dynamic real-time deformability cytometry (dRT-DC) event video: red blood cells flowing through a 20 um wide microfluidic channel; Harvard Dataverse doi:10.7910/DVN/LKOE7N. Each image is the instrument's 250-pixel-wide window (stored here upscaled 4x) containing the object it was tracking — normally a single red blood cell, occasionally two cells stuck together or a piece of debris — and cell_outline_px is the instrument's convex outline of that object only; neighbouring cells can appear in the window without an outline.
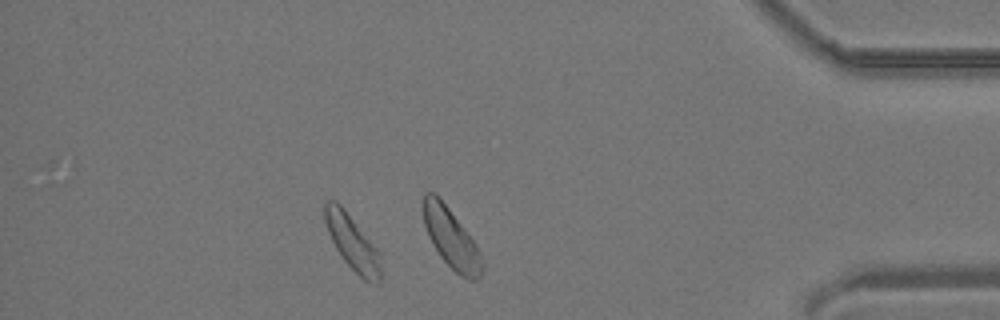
{"species": "common noctule bat (a hibernating species)", "species_latin": "Nyctalus noctula", "temperature_condition": "room temperature", "stored_images_in_passage": 43, "camera_frame_rate_fps": 3000, "um_per_image_px": 0.085, "animal": {"sex": "male", "body_mass_g": 19.2, "forearm_length_mm": 51.8}, "frame": {"image": 1, "passage_image": 37, "time_ms": 12.0, "image_size_px": [1000, 320], "cell_outline_px": [[380, 284], [372, 284], [364, 280], [340, 256], [328, 232], [324, 220], [324, 200], [336, 200], [344, 208], [380, 252]], "centroid_in_image_um": [29.94, 20.61], "position_along_channel_um": 405.3, "area_um2": 17.92}}